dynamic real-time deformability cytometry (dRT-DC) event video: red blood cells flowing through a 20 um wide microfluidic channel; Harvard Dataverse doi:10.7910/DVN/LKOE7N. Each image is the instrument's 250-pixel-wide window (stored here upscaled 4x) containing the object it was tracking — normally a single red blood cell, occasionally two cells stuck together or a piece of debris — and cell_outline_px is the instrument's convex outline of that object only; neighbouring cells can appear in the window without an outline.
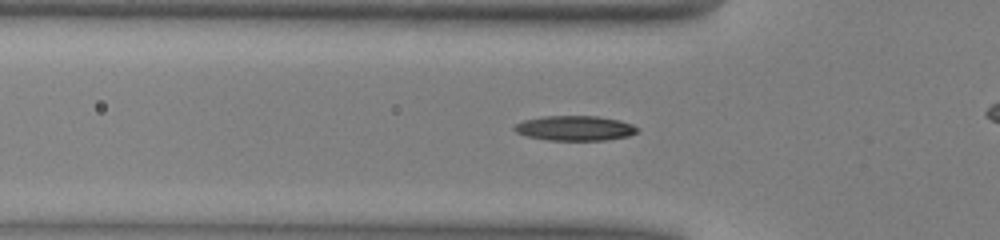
{"species": "common noctule bat (a hibernating species)", "species_latin": "Nyctalus noctula", "temperature_condition": "warm", "stored_images_in_passage": 39, "camera_frame_rate_fps": 3000, "um_per_image_px": 0.085, "animal": {"sex": "male", "body_mass_g": 13.0, "forearm_length_mm": 53.1}, "frame": {"image": 1, "passage_image": 15, "time_ms": 4.667, "image_size_px": [1000, 240], "cell_outline_px": [[640, 132], [628, 136], [608, 140], [548, 140], [528, 136], [516, 132], [512, 128], [516, 124], [524, 120], [544, 116], [596, 116], [620, 120], [632, 124]], "centroid_in_image_um": [48.89, 10.89], "position_along_channel_um": 76.9, "area_um2": 17.8}}
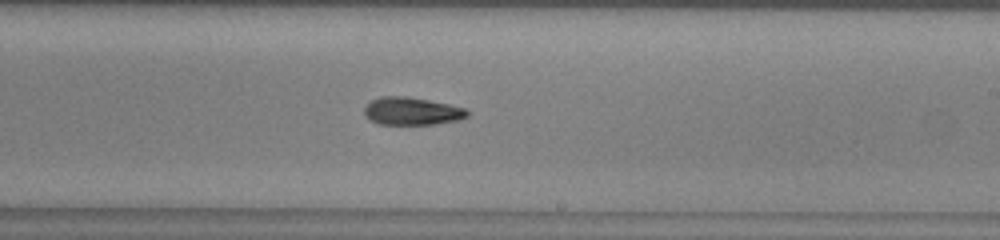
{"frame": {"image": 2, "passage_image": 28, "time_ms": 9.0, "image_size_px": [1000, 240], "cell_outline_px": [[468, 116], [460, 120], [432, 124], [380, 124], [368, 120], [364, 116], [364, 108], [372, 100], [380, 96], [408, 96], [448, 104], [464, 108], [468, 112]], "centroid_in_image_um": [34.97, 9.45], "position_along_channel_um": 254.0, "area_um2": 16.65}}
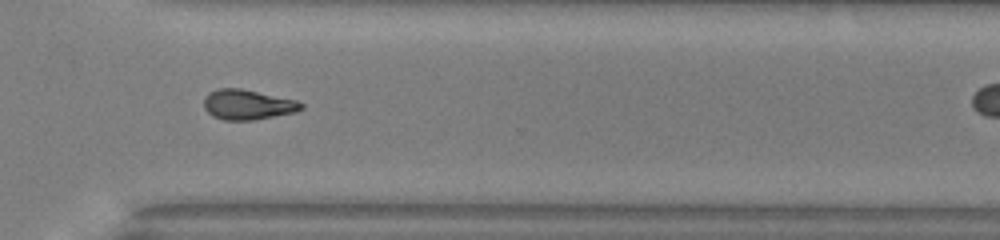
{"frame": {"image": 3, "passage_image": 35, "time_ms": 11.333, "image_size_px": [1000, 240], "cell_outline_px": [[304, 108], [296, 112], [252, 120], [224, 120], [212, 116], [204, 108], [204, 96], [208, 92], [220, 88], [240, 88], [296, 100], [304, 104]], "centroid_in_image_um": [21.03, 8.89], "position_along_channel_um": 349.6, "area_um2": 17.05}}